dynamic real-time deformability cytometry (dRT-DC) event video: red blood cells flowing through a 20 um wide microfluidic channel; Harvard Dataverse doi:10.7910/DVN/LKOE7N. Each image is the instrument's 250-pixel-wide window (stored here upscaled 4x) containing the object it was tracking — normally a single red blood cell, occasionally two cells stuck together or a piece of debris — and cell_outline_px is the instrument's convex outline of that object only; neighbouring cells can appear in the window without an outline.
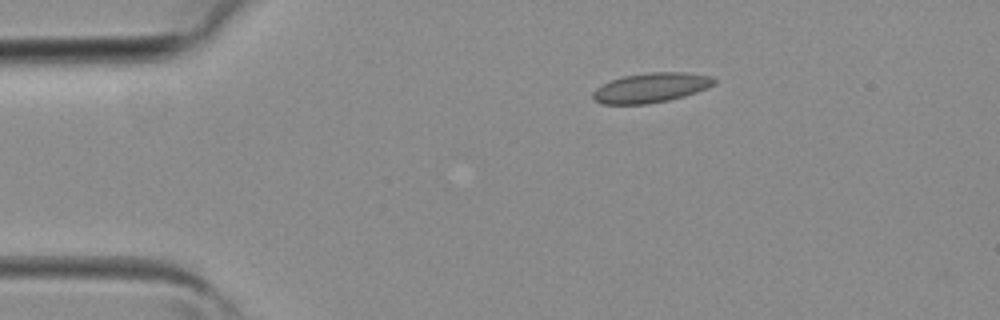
{"species": "common noctule bat (a hibernating species)", "species_latin": "Nyctalus noctula", "temperature_condition": "room temperature", "stored_images_in_passage": 2, "camera_frame_rate_fps": 3000, "um_per_image_px": 0.085, "animal": {"sex": "female", "body_mass_g": 19.3, "forearm_length_mm": 54.1}, "frame": {"image": 1, "passage_image": 1, "time_ms": 0.0, "image_size_px": [1000, 320], "cell_outline_px": [[716, 84], [708, 88], [684, 96], [668, 100], [648, 104], [600, 104], [592, 96], [592, 92], [596, 88], [612, 80], [624, 76], [648, 72], [688, 72], [712, 76], [716, 80]], "centroid_in_image_um": [55.37, 7.45], "position_along_channel_um": 29.6, "area_um2": 21.04}}